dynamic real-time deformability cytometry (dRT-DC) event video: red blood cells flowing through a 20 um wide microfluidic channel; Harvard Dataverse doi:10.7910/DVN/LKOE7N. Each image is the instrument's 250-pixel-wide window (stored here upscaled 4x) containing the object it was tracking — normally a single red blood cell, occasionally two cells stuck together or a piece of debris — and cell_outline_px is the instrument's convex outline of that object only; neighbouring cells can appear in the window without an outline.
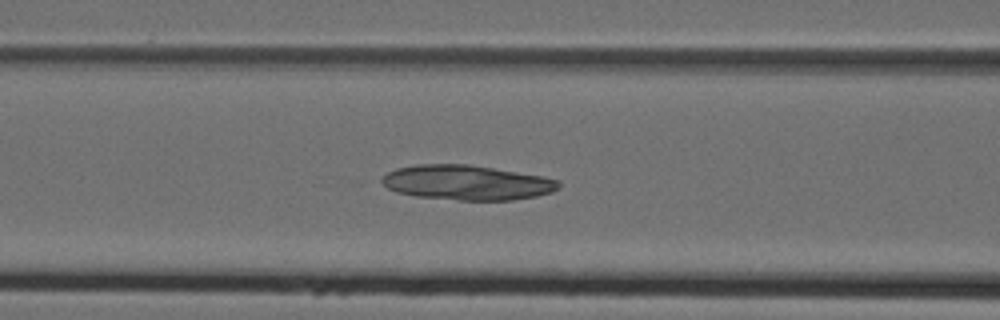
{"species": "Egyptian fruit bat (a non-hibernating species)", "species_latin": "Rousettus aegyptiacus", "temperature_condition": "cold", "stored_images_in_passage": 36, "camera_frame_rate_fps": 3000, "um_per_image_px": 0.085, "animal": {"sex": "female"}, "frame": {"image": 1, "passage_image": 7, "time_ms": 2.0, "image_size_px": [1000, 320], "cell_outline_px": [[560, 188], [552, 192], [536, 196], [512, 200], [460, 200], [416, 196], [396, 192], [388, 188], [380, 180], [388, 172], [396, 168], [416, 164], [468, 164], [540, 176], [560, 180]], "centroid_in_image_um": [39.68, 15.52], "position_along_channel_um": 126.9, "area_um2": 35.72}}
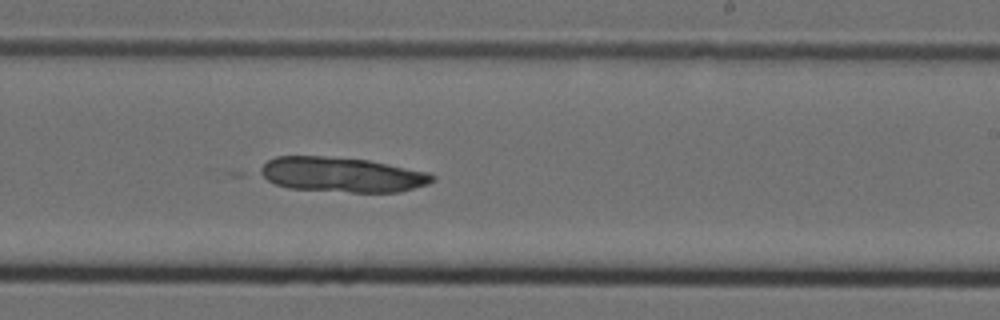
{"frame": {"image": 2, "passage_image": 17, "time_ms": 5.333, "image_size_px": [1000, 320], "cell_outline_px": [[436, 180], [428, 184], [400, 192], [352, 192], [288, 188], [276, 184], [268, 180], [256, 172], [268, 160], [276, 156], [324, 156], [368, 160], [428, 172], [436, 176]], "centroid_in_image_um": [29.06, 14.84], "position_along_channel_um": 259.9, "area_um2": 35.03}}
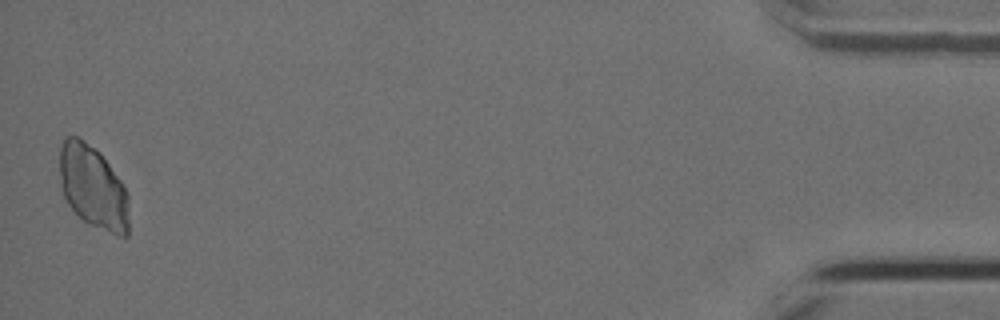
{"frame": {"image": 3, "passage_image": 36, "time_ms": 11.667, "image_size_px": [1000, 320], "cell_outline_px": [[128, 236], [124, 240], [88, 224], [68, 204], [64, 196], [60, 184], [60, 148], [64, 136], [76, 136], [84, 140], [96, 148], [100, 152], [120, 180], [128, 196]], "centroid_in_image_um": [7.91, 15.93], "position_along_channel_um": 427.3, "area_um2": 33.87}}